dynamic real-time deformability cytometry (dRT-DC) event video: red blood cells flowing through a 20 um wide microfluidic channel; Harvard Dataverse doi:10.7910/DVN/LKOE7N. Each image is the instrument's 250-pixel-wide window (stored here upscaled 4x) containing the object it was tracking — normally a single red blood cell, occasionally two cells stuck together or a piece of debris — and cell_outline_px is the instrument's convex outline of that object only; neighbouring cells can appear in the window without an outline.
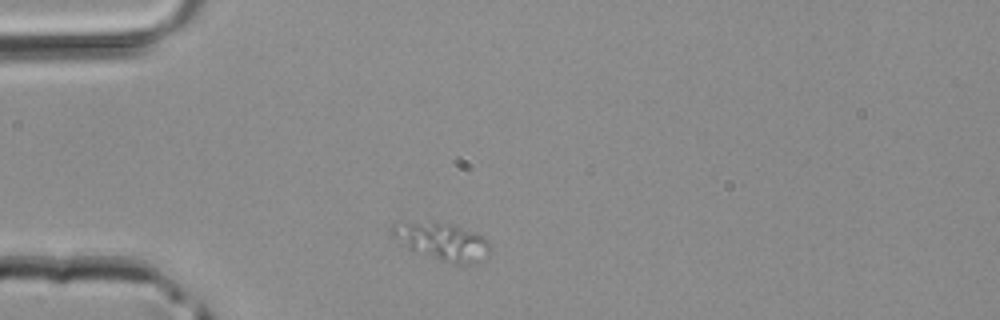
{"species": "common noctule bat (a hibernating species)", "species_latin": "Nyctalus noctula", "temperature_condition": "room temperature", "stored_images_in_passage": 2, "camera_frame_rate_fps": 3000, "um_per_image_px": 0.085, "animal": {"sex": "male", "body_mass_g": 20.4}, "frame": {"image": 1, "passage_image": 1, "time_ms": 0.0, "image_size_px": [1000, 320], "cell_outline_px": [[492, 248], [488, 256], [472, 264], [456, 264], [440, 260], [408, 248], [392, 236], [392, 228], [408, 224], [452, 224], [476, 232], [484, 236], [488, 240]], "centroid_in_image_um": [37.76, 20.59], "position_along_channel_um": 47.2, "area_um2": 20.52}}